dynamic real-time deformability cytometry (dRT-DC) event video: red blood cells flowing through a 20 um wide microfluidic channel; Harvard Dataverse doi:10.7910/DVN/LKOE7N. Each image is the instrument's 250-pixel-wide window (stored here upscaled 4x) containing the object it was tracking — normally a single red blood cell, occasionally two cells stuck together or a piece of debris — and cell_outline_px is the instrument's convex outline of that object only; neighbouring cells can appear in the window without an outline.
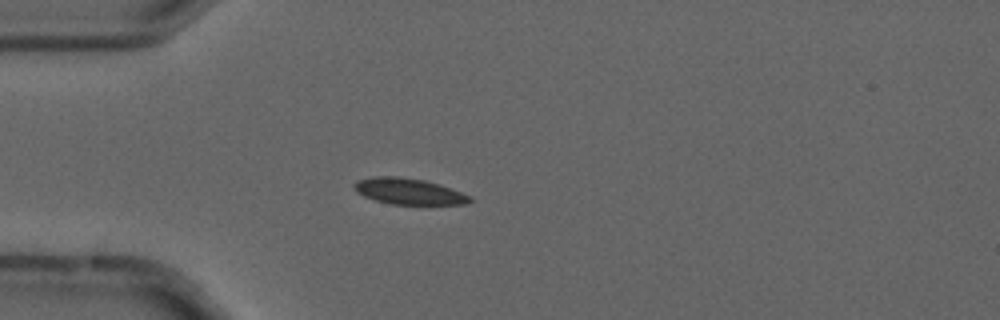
{"species": "common noctule bat (a hibernating species)", "species_latin": "Nyctalus noctula", "temperature_condition": "cold", "stored_images_in_passage": 5, "camera_frame_rate_fps": 3000, "um_per_image_px": 0.085, "animal": {"sex": "male", "forearm_length_mm": 52.5}, "frame": {"image": 1, "passage_image": 4, "time_ms": 1.0, "image_size_px": [1000, 320], "cell_outline_px": [[472, 200], [468, 204], [392, 204], [376, 200], [364, 196], [356, 192], [352, 188], [352, 184], [356, 180], [372, 176], [400, 176], [424, 180], [440, 184], [472, 196]], "centroid_in_image_um": [34.71, 16.25], "position_along_channel_um": 50.3, "area_um2": 17.8}}